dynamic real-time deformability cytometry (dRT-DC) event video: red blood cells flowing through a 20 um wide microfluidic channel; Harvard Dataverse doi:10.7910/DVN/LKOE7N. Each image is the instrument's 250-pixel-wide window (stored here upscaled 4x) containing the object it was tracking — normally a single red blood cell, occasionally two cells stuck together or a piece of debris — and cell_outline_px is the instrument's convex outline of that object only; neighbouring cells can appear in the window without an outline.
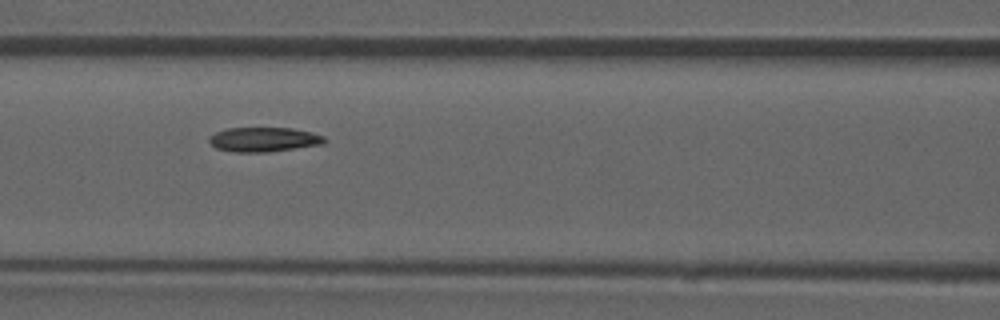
{"species": "common noctule bat (a hibernating species)", "species_latin": "Nyctalus noctula", "temperature_condition": "room temperature", "stored_images_in_passage": 53, "camera_frame_rate_fps": 3000, "um_per_image_px": 0.085, "animal": {"sex": "male", "forearm_length_mm": 52.5}, "frame": {"image": 1, "passage_image": 23, "time_ms": 7.333, "image_size_px": [1000, 320], "cell_outline_px": [[328, 140], [324, 144], [268, 152], [232, 152], [216, 148], [208, 140], [208, 136], [216, 132], [228, 128], [292, 128], [312, 132], [324, 136]], "centroid_in_image_um": [22.44, 11.86], "position_along_channel_um": 144.2, "area_um2": 16.59}, "authors_computed_cell_mechanics": {"area_um2": 16.8776, "velocity_mm_per_s": 3.8226, "shape_relaxation_time_tau1_ms": null, "shape_relaxation_time_tau2_ms": 9.0586, "deformation_change_tau1": null, "deformation_change_tau2": 0.1247}}